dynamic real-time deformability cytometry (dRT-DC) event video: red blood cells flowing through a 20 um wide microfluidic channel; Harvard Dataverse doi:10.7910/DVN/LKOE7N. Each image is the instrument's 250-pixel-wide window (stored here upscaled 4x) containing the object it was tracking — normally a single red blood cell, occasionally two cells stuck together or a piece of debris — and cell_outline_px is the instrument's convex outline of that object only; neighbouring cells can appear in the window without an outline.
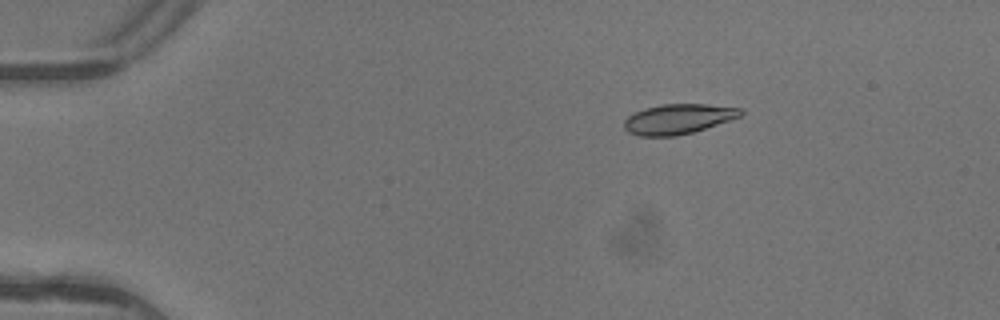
{"species": "common noctule bat (a hibernating species)", "species_latin": "Nyctalus noctula", "temperature_condition": "warm", "stored_images_in_passage": 4, "camera_frame_rate_fps": 3000, "um_per_image_px": 0.085, "animal": {"sex": "female"}, "frame": {"image": 1, "passage_image": 2, "time_ms": 0.333, "image_size_px": [1000, 320], "cell_outline_px": [[744, 112], [740, 116], [692, 132], [676, 136], [640, 136], [628, 132], [624, 128], [624, 120], [628, 116], [644, 108], [660, 104], [708, 104], [740, 108]], "centroid_in_image_um": [57.6, 10.11], "position_along_channel_um": 27.4, "area_um2": 20.17}}